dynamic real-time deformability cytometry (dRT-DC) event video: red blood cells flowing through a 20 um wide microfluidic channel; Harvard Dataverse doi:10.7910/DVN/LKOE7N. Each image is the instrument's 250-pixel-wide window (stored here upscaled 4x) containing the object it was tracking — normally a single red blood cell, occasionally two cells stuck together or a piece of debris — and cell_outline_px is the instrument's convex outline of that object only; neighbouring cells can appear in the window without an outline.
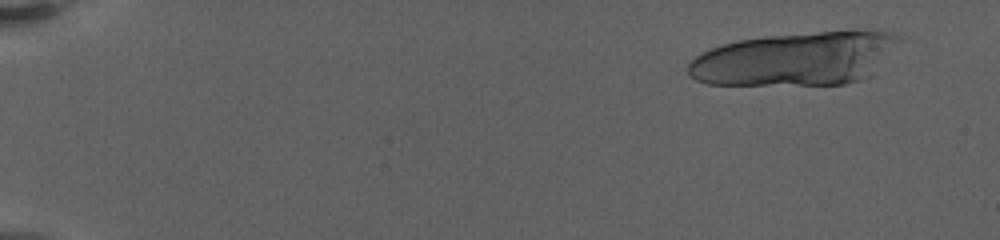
{"species": "human", "species_latin": "Homo sapiens", "temperature_condition": "warm", "stored_images_in_passage": 11, "camera_frame_rate_fps": 3000, "um_per_image_px": 0.085, "donor": {"sex": "female"}, "frame": {"image": 1, "passage_image": 2, "time_ms": 0.667, "image_size_px": [1000, 240], "cell_outline_px": [[900, 40], [856, 80], [844, 84], [708, 84], [696, 80], [688, 72], [688, 64], [700, 52], [724, 44], [740, 40], [768, 36], [820, 32], [888, 32], [896, 36]], "centroid_in_image_um": [67.39, 5.0], "position_along_channel_um": 17.6, "area_um2": 62.77}}